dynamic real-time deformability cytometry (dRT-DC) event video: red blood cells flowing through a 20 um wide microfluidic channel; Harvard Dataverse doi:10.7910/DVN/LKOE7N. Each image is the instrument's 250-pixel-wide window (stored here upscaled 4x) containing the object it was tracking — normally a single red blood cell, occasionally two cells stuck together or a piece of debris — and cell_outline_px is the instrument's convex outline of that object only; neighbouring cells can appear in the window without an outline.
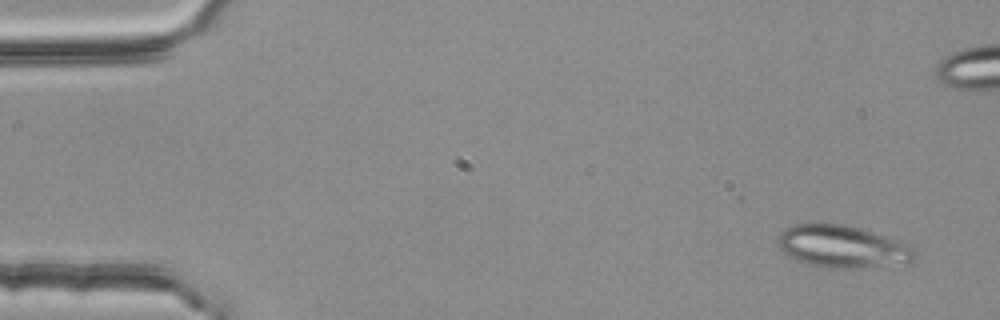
{"species": "common noctule bat (a hibernating species)", "species_latin": "Nyctalus noctula", "temperature_condition": "room temperature", "stored_images_in_passage": 4, "camera_frame_rate_fps": 3000, "um_per_image_px": 0.085, "animal": {"sex": "female", "body_mass_g": 25.1}, "frame": {"image": 1, "passage_image": 1, "time_ms": 0.0, "image_size_px": [1000, 320], "cell_outline_px": [[916, 256], [912, 260], [852, 268], [820, 268], [796, 260], [788, 256], [776, 244], [776, 240], [780, 232], [784, 228], [792, 224], [848, 224], [912, 244], [916, 248]], "centroid_in_image_um": [71.54, 20.93], "position_along_channel_um": 13.5, "area_um2": 33.76}}